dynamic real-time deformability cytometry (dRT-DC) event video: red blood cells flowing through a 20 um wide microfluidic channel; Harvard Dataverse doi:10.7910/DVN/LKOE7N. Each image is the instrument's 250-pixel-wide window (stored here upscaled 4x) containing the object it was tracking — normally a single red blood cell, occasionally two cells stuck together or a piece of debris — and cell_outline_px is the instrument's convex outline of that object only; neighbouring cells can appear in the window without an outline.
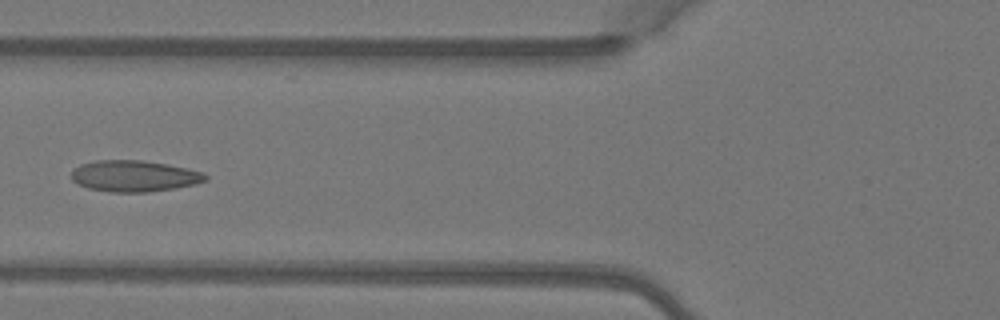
{"species": "Egyptian fruit bat (a non-hibernating species)", "species_latin": "Rousettus aegyptiacus", "temperature_condition": "warm", "stored_images_in_passage": 5, "camera_frame_rate_fps": 3000, "um_per_image_px": 0.085, "animal": {"sex": "female"}, "frame": {"image": 1, "passage_image": 5, "time_ms": 1.333, "image_size_px": [1000, 320], "cell_outline_px": [[208, 180], [196, 184], [148, 192], [108, 192], [88, 188], [76, 184], [72, 180], [72, 168], [80, 164], [96, 160], [144, 160], [168, 164], [188, 168], [204, 172], [208, 176]], "centroid_in_image_um": [11.4, 14.95], "position_along_channel_um": 114.4, "area_um2": 24.74}}